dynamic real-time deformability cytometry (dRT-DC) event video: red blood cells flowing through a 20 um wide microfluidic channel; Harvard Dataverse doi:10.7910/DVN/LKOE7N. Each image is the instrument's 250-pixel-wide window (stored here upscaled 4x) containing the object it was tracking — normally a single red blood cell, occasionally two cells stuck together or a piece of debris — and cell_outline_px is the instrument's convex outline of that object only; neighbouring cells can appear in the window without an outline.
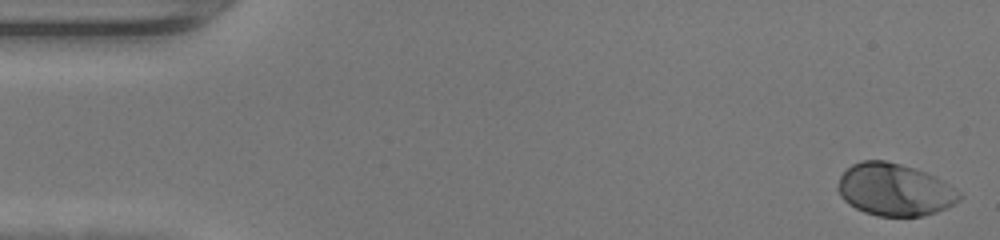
{"species": "human", "species_latin": "Homo sapiens", "temperature_condition": "warm", "stored_images_in_passage": 47, "camera_frame_rate_fps": 3000, "um_per_image_px": 0.085, "donor": {"sex": "female"}, "frame": {"image": 1, "passage_image": 1, "time_ms": 0.0, "image_size_px": [1000, 240], "cell_outline_px": [[964, 196], [960, 200], [936, 212], [920, 216], [876, 216], [864, 212], [848, 204], [840, 196], [836, 188], [840, 176], [852, 164], [864, 160], [884, 160], [900, 164], [936, 176], [960, 192]], "centroid_in_image_um": [76.02, 16.13], "position_along_channel_um": 9.0, "area_um2": 36.93}}
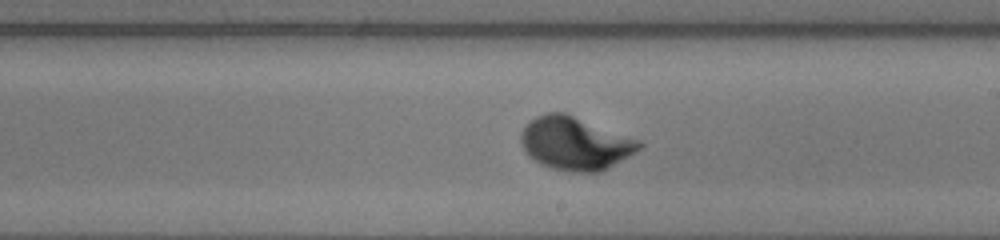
{"frame": {"image": 2, "passage_image": 27, "time_ms": 8.667, "image_size_px": [1000, 240], "cell_outline_px": [[644, 144], [636, 152], [608, 168], [600, 172], [572, 172], [552, 168], [540, 164], [528, 156], [520, 144], [520, 132], [536, 116], [548, 112], [564, 112], [640, 140]], "centroid_in_image_um": [48.88, 12.2], "position_along_channel_um": 240.1, "area_um2": 36.59}}
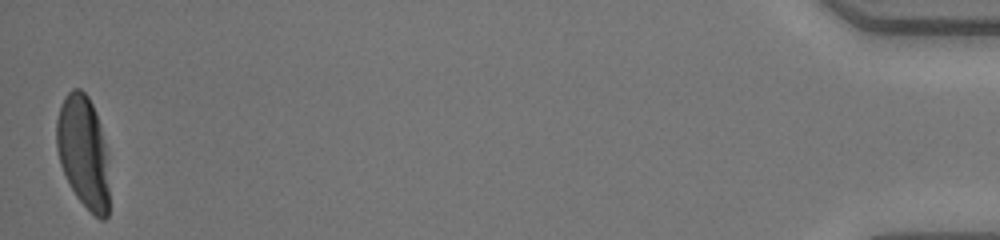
{"frame": {"image": 3, "passage_image": 47, "time_ms": 15.333, "image_size_px": [1000, 240], "cell_outline_px": [[108, 216], [104, 220], [100, 220], [76, 196], [60, 164], [56, 148], [56, 120], [60, 104], [64, 96], [72, 88], [80, 88], [88, 96], [96, 112], [100, 124], [108, 156]], "centroid_in_image_um": [7.08, 12.86], "position_along_channel_um": 428.1, "area_um2": 34.68}, "authors_computed_cell_mechanics": {"area_um2": 35.547, "velocity_mm_per_s": 4.3027, "shape_relaxation_time_tau1_ms": 1.7817, "shape_relaxation_time_tau2_ms": null, "deformation_change_tau1": 0.155, "deformation_change_tau2": null}}